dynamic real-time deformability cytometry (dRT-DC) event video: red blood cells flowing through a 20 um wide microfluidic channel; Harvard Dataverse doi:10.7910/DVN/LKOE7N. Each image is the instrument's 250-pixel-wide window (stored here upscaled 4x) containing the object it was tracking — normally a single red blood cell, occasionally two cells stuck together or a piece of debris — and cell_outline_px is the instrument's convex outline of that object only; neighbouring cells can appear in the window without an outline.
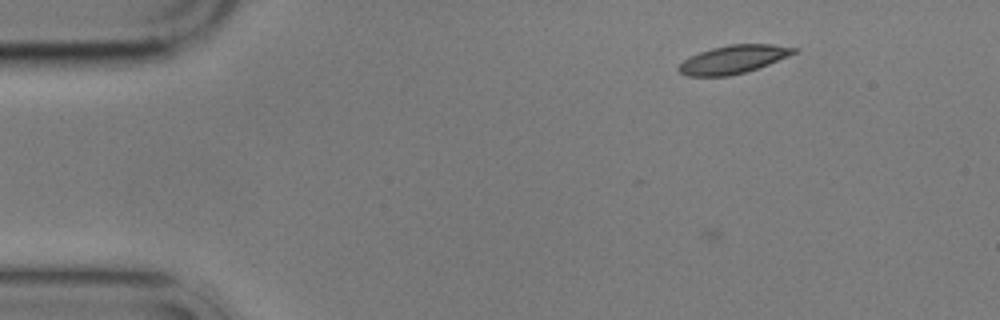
{"species": "common noctule bat (a hibernating species)", "species_latin": "Nyctalus noctula", "temperature_condition": "cold", "stored_images_in_passage": 9, "camera_frame_rate_fps": 3000, "um_per_image_px": 0.085, "animal": {"sex": "male", "body_mass_g": 17.9}, "frame": {"image": 1, "passage_image": 2, "time_ms": 2.0, "image_size_px": [1000, 320], "cell_outline_px": [[800, 48], [796, 52], [788, 56], [768, 64], [744, 72], [728, 76], [688, 76], [680, 72], [676, 68], [684, 60], [700, 52], [712, 48], [728, 44], [772, 44]], "centroid_in_image_um": [62.34, 5.04], "position_along_channel_um": 22.7, "area_um2": 18.73}}
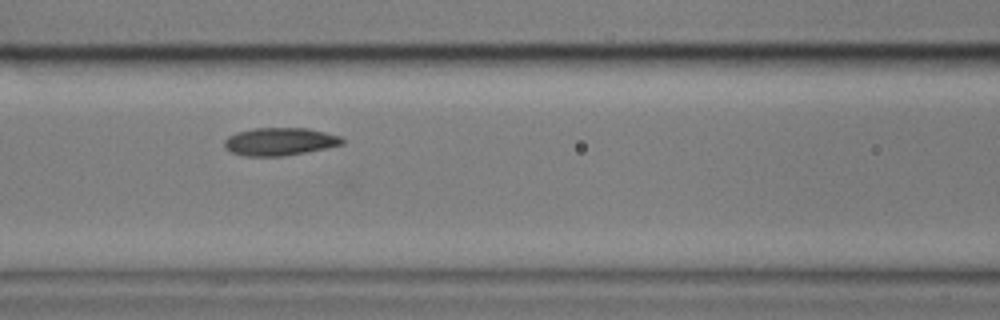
{"frame": {"image": 2, "passage_image": 7, "time_ms": 7.667, "image_size_px": [1000, 320], "cell_outline_px": [[344, 144], [328, 148], [284, 156], [244, 156], [232, 152], [224, 148], [224, 140], [228, 136], [236, 132], [252, 128], [308, 128], [340, 136], [344, 140]], "centroid_in_image_um": [23.77, 12.03], "position_along_channel_um": 142.8, "area_um2": 19.25}}
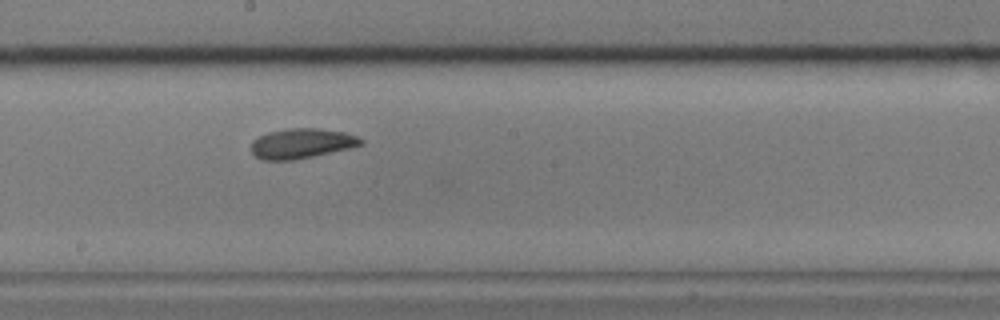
{"frame": {"image": 3, "passage_image": 9, "time_ms": 10.0, "image_size_px": [1000, 320], "cell_outline_px": [[364, 144], [348, 148], [312, 156], [292, 160], [264, 160], [256, 156], [252, 152], [252, 140], [268, 132], [288, 128], [320, 128], [344, 132], [356, 136], [364, 140]], "centroid_in_image_um": [25.64, 12.18], "position_along_channel_um": 222.6, "area_um2": 18.96}}